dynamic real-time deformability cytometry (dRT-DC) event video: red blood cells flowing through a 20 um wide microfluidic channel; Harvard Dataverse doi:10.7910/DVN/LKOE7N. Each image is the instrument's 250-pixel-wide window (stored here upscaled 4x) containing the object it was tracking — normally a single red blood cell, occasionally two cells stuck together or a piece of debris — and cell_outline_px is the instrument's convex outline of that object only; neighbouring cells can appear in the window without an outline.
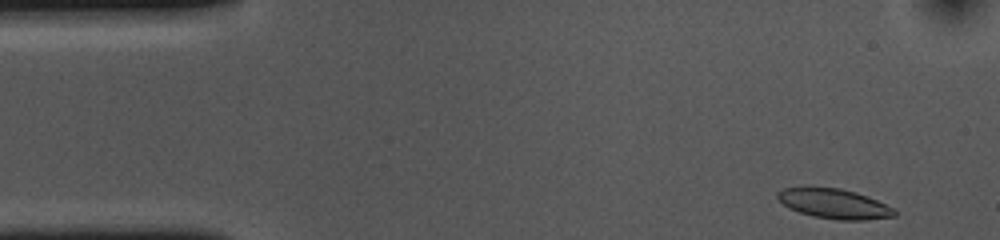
{"species": "common noctule bat (a hibernating species)", "species_latin": "Nyctalus noctula", "temperature_condition": "cold", "stored_images_in_passage": 44, "camera_frame_rate_fps": 3000, "um_per_image_px": 0.085, "animal": {"sex": "female", "body_mass_g": 10.0, "forearm_length_mm": 53.1}, "frame": {"image": 1, "passage_image": 1, "time_ms": 0.0, "image_size_px": [1000, 240], "cell_outline_px": [[896, 216], [864, 220], [836, 220], [812, 216], [788, 208], [776, 196], [776, 192], [784, 188], [804, 184], [840, 188], [856, 192], [868, 196], [896, 208]], "centroid_in_image_um": [70.87, 17.27], "position_along_channel_um": 14.1, "area_um2": 21.1}}
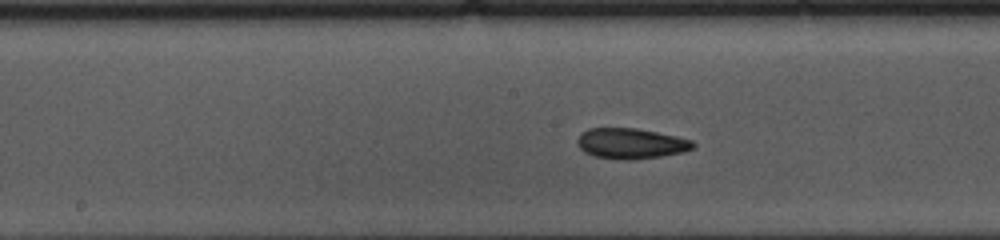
{"frame": {"image": 2, "passage_image": 23, "time_ms": 7.333, "image_size_px": [1000, 240], "cell_outline_px": [[696, 144], [692, 148], [684, 152], [660, 156], [628, 160], [624, 160], [596, 156], [584, 152], [580, 148], [576, 140], [580, 132], [588, 128], [636, 128], [676, 136], [692, 140]], "centroid_in_image_um": [53.6, 12.18], "position_along_channel_um": 194.6, "area_um2": 20.52}}
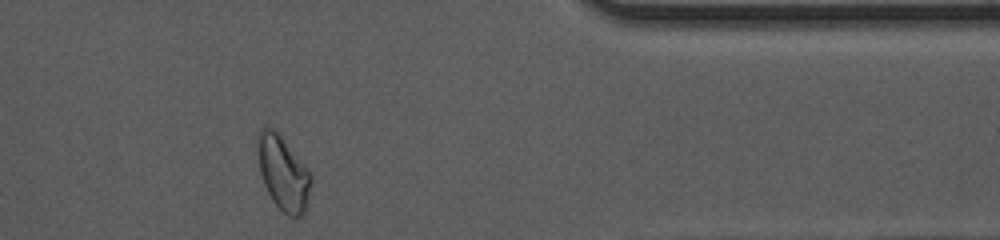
{"frame": {"image": 3, "passage_image": 41, "time_ms": 13.333, "image_size_px": [1000, 240], "cell_outline_px": [[312, 180], [304, 212], [300, 216], [288, 216], [272, 200], [264, 184], [260, 172], [256, 144], [256, 132], [264, 124], [272, 128], [280, 136], [308, 168], [312, 176]], "centroid_in_image_um": [24.03, 14.65], "position_along_channel_um": 387.4, "area_um2": 23.06}, "authors_computed_cell_mechanics": {"area_um2": 20.6346, "velocity_mm_per_s": 3.628, "shape_relaxation_time_tau1_ms": 9.5802, "shape_relaxation_time_tau2_ms": 4.1792, "deformation_change_tau1": 0.1585, "deformation_change_tau2": 0.0859}}